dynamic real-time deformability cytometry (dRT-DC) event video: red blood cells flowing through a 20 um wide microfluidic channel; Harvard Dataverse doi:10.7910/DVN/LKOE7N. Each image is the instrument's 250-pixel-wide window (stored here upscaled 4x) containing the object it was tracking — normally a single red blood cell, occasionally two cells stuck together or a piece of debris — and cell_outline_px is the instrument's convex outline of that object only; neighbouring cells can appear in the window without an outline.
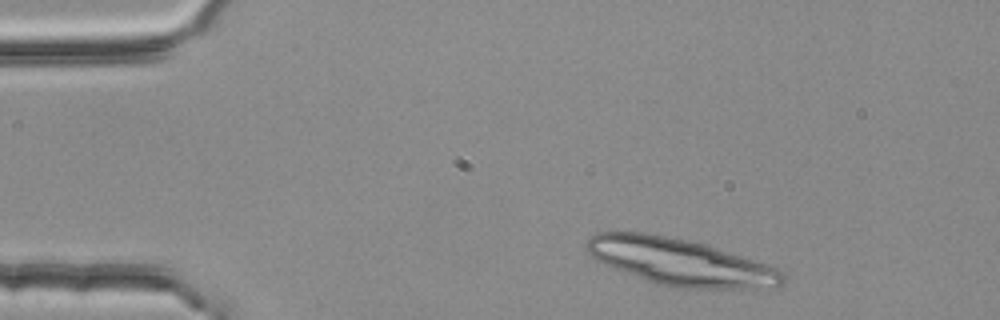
{"species": "common noctule bat (a hibernating species)", "species_latin": "Nyctalus noctula", "temperature_condition": "room temperature", "stored_images_in_passage": 3, "camera_frame_rate_fps": 3000, "um_per_image_px": 0.085, "animal": {"sex": "female", "body_mass_g": 25.1}, "frame": {"image": 1, "passage_image": 1, "time_ms": 0.0, "image_size_px": [1000, 320], "cell_outline_px": [[788, 276], [784, 284], [772, 288], [672, 288], [656, 284], [604, 264], [596, 260], [584, 248], [584, 244], [596, 232], [644, 232], [688, 240], [704, 244], [776, 268], [784, 272]], "centroid_in_image_um": [57.81, 22.28], "position_along_channel_um": 27.2, "area_um2": 53.35}}